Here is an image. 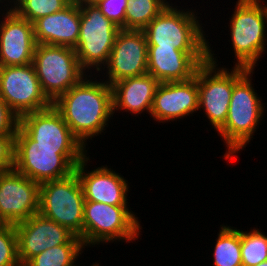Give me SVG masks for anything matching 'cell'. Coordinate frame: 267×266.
Masks as SVG:
<instances>
[{
    "label": "cell",
    "instance_id": "836d02e7",
    "mask_svg": "<svg viewBox=\"0 0 267 266\" xmlns=\"http://www.w3.org/2000/svg\"><path fill=\"white\" fill-rule=\"evenodd\" d=\"M101 263H97V262H95V263H93L91 266H101L100 265ZM76 266H78V265H76ZM80 266V265H79Z\"/></svg>",
    "mask_w": 267,
    "mask_h": 266
},
{
    "label": "cell",
    "instance_id": "9a60e30c",
    "mask_svg": "<svg viewBox=\"0 0 267 266\" xmlns=\"http://www.w3.org/2000/svg\"><path fill=\"white\" fill-rule=\"evenodd\" d=\"M14 226L18 238V257L22 266L32 257L51 247L66 243H83L80 237L68 228L40 213L34 214Z\"/></svg>",
    "mask_w": 267,
    "mask_h": 266
},
{
    "label": "cell",
    "instance_id": "603a6c76",
    "mask_svg": "<svg viewBox=\"0 0 267 266\" xmlns=\"http://www.w3.org/2000/svg\"><path fill=\"white\" fill-rule=\"evenodd\" d=\"M171 0H127L124 29L143 30Z\"/></svg>",
    "mask_w": 267,
    "mask_h": 266
},
{
    "label": "cell",
    "instance_id": "52a82bcc",
    "mask_svg": "<svg viewBox=\"0 0 267 266\" xmlns=\"http://www.w3.org/2000/svg\"><path fill=\"white\" fill-rule=\"evenodd\" d=\"M119 30L120 28L105 16L97 5L80 6V31L75 52L87 74H100L106 66Z\"/></svg>",
    "mask_w": 267,
    "mask_h": 266
},
{
    "label": "cell",
    "instance_id": "ba28073f",
    "mask_svg": "<svg viewBox=\"0 0 267 266\" xmlns=\"http://www.w3.org/2000/svg\"><path fill=\"white\" fill-rule=\"evenodd\" d=\"M85 198L76 171L40 184L39 213L68 228L83 242Z\"/></svg>",
    "mask_w": 267,
    "mask_h": 266
},
{
    "label": "cell",
    "instance_id": "cb8c5ba5",
    "mask_svg": "<svg viewBox=\"0 0 267 266\" xmlns=\"http://www.w3.org/2000/svg\"><path fill=\"white\" fill-rule=\"evenodd\" d=\"M84 250L83 243H66L46 249L24 266H76Z\"/></svg>",
    "mask_w": 267,
    "mask_h": 266
},
{
    "label": "cell",
    "instance_id": "5b68a950",
    "mask_svg": "<svg viewBox=\"0 0 267 266\" xmlns=\"http://www.w3.org/2000/svg\"><path fill=\"white\" fill-rule=\"evenodd\" d=\"M213 50L208 42V60L198 67L195 76L198 78V110H203L209 124L218 131L226 122L234 84L249 69L219 67Z\"/></svg>",
    "mask_w": 267,
    "mask_h": 266
},
{
    "label": "cell",
    "instance_id": "5bb4252c",
    "mask_svg": "<svg viewBox=\"0 0 267 266\" xmlns=\"http://www.w3.org/2000/svg\"><path fill=\"white\" fill-rule=\"evenodd\" d=\"M40 184L15 169L0 172V219L16 225L39 213Z\"/></svg>",
    "mask_w": 267,
    "mask_h": 266
},
{
    "label": "cell",
    "instance_id": "277c9868",
    "mask_svg": "<svg viewBox=\"0 0 267 266\" xmlns=\"http://www.w3.org/2000/svg\"><path fill=\"white\" fill-rule=\"evenodd\" d=\"M171 3L142 31L147 45L176 47L183 52H208L209 36H206L198 11ZM201 22V23H200ZM207 37V38H206Z\"/></svg>",
    "mask_w": 267,
    "mask_h": 266
},
{
    "label": "cell",
    "instance_id": "d6986e66",
    "mask_svg": "<svg viewBox=\"0 0 267 266\" xmlns=\"http://www.w3.org/2000/svg\"><path fill=\"white\" fill-rule=\"evenodd\" d=\"M208 60V52H183L176 47L148 45V74L160 83L186 81Z\"/></svg>",
    "mask_w": 267,
    "mask_h": 266
},
{
    "label": "cell",
    "instance_id": "1f68e13d",
    "mask_svg": "<svg viewBox=\"0 0 267 266\" xmlns=\"http://www.w3.org/2000/svg\"><path fill=\"white\" fill-rule=\"evenodd\" d=\"M99 0H74L73 3L82 6L85 4H96Z\"/></svg>",
    "mask_w": 267,
    "mask_h": 266
},
{
    "label": "cell",
    "instance_id": "2e32d148",
    "mask_svg": "<svg viewBox=\"0 0 267 266\" xmlns=\"http://www.w3.org/2000/svg\"><path fill=\"white\" fill-rule=\"evenodd\" d=\"M89 162L92 161L88 155L75 168L85 201L130 207L127 201L130 192L128 180L107 165L89 171Z\"/></svg>",
    "mask_w": 267,
    "mask_h": 266
},
{
    "label": "cell",
    "instance_id": "f546056e",
    "mask_svg": "<svg viewBox=\"0 0 267 266\" xmlns=\"http://www.w3.org/2000/svg\"><path fill=\"white\" fill-rule=\"evenodd\" d=\"M19 118L0 97V135H15Z\"/></svg>",
    "mask_w": 267,
    "mask_h": 266
},
{
    "label": "cell",
    "instance_id": "7a4b0ae2",
    "mask_svg": "<svg viewBox=\"0 0 267 266\" xmlns=\"http://www.w3.org/2000/svg\"><path fill=\"white\" fill-rule=\"evenodd\" d=\"M253 74L254 70H248L234 84L226 122L216 132L227 147L223 158L229 163L235 161L237 154L254 139L267 111L262 97L253 88Z\"/></svg>",
    "mask_w": 267,
    "mask_h": 266
},
{
    "label": "cell",
    "instance_id": "3957f363",
    "mask_svg": "<svg viewBox=\"0 0 267 266\" xmlns=\"http://www.w3.org/2000/svg\"><path fill=\"white\" fill-rule=\"evenodd\" d=\"M264 2L266 1H236L228 22L232 52L234 60L236 59L233 63L235 67L255 70L259 59L267 53V2L265 5Z\"/></svg>",
    "mask_w": 267,
    "mask_h": 266
},
{
    "label": "cell",
    "instance_id": "e0dca14e",
    "mask_svg": "<svg viewBox=\"0 0 267 266\" xmlns=\"http://www.w3.org/2000/svg\"><path fill=\"white\" fill-rule=\"evenodd\" d=\"M0 17V66L32 64L36 47L33 24L13 10L1 9Z\"/></svg>",
    "mask_w": 267,
    "mask_h": 266
},
{
    "label": "cell",
    "instance_id": "30bf717a",
    "mask_svg": "<svg viewBox=\"0 0 267 266\" xmlns=\"http://www.w3.org/2000/svg\"><path fill=\"white\" fill-rule=\"evenodd\" d=\"M15 147L86 150L53 105L43 110L27 113L19 118L15 134Z\"/></svg>",
    "mask_w": 267,
    "mask_h": 266
},
{
    "label": "cell",
    "instance_id": "d4e9b609",
    "mask_svg": "<svg viewBox=\"0 0 267 266\" xmlns=\"http://www.w3.org/2000/svg\"><path fill=\"white\" fill-rule=\"evenodd\" d=\"M249 230H241L242 266H256L267 260V234L254 227Z\"/></svg>",
    "mask_w": 267,
    "mask_h": 266
},
{
    "label": "cell",
    "instance_id": "8fae6325",
    "mask_svg": "<svg viewBox=\"0 0 267 266\" xmlns=\"http://www.w3.org/2000/svg\"><path fill=\"white\" fill-rule=\"evenodd\" d=\"M88 155L87 150L15 147L13 169L41 184L69 176Z\"/></svg>",
    "mask_w": 267,
    "mask_h": 266
},
{
    "label": "cell",
    "instance_id": "4dcf8cb0",
    "mask_svg": "<svg viewBox=\"0 0 267 266\" xmlns=\"http://www.w3.org/2000/svg\"><path fill=\"white\" fill-rule=\"evenodd\" d=\"M18 0H0V10L3 8L4 10H12L16 5ZM4 4V5H2ZM3 6V7H2ZM10 6V7H9Z\"/></svg>",
    "mask_w": 267,
    "mask_h": 266
},
{
    "label": "cell",
    "instance_id": "83f0119b",
    "mask_svg": "<svg viewBox=\"0 0 267 266\" xmlns=\"http://www.w3.org/2000/svg\"><path fill=\"white\" fill-rule=\"evenodd\" d=\"M95 5L120 29H124L127 0H99Z\"/></svg>",
    "mask_w": 267,
    "mask_h": 266
},
{
    "label": "cell",
    "instance_id": "484cf974",
    "mask_svg": "<svg viewBox=\"0 0 267 266\" xmlns=\"http://www.w3.org/2000/svg\"><path fill=\"white\" fill-rule=\"evenodd\" d=\"M70 3L69 0H18L12 10L33 24L41 17L63 10Z\"/></svg>",
    "mask_w": 267,
    "mask_h": 266
},
{
    "label": "cell",
    "instance_id": "4fadbf2b",
    "mask_svg": "<svg viewBox=\"0 0 267 266\" xmlns=\"http://www.w3.org/2000/svg\"><path fill=\"white\" fill-rule=\"evenodd\" d=\"M147 63L148 45L144 32L142 30L120 29L109 60L100 73L106 78L103 80L111 86L123 79L147 74Z\"/></svg>",
    "mask_w": 267,
    "mask_h": 266
},
{
    "label": "cell",
    "instance_id": "ac0fdd59",
    "mask_svg": "<svg viewBox=\"0 0 267 266\" xmlns=\"http://www.w3.org/2000/svg\"><path fill=\"white\" fill-rule=\"evenodd\" d=\"M198 111V78L160 83L154 95L150 117L157 123L184 119ZM191 114V115H190Z\"/></svg>",
    "mask_w": 267,
    "mask_h": 266
},
{
    "label": "cell",
    "instance_id": "7c38bea8",
    "mask_svg": "<svg viewBox=\"0 0 267 266\" xmlns=\"http://www.w3.org/2000/svg\"><path fill=\"white\" fill-rule=\"evenodd\" d=\"M0 97L18 118L52 105L41 89L33 64L0 66Z\"/></svg>",
    "mask_w": 267,
    "mask_h": 266
},
{
    "label": "cell",
    "instance_id": "6da1fadb",
    "mask_svg": "<svg viewBox=\"0 0 267 266\" xmlns=\"http://www.w3.org/2000/svg\"><path fill=\"white\" fill-rule=\"evenodd\" d=\"M98 76L87 74L52 103L85 148L89 140L107 130L114 117L112 87Z\"/></svg>",
    "mask_w": 267,
    "mask_h": 266
},
{
    "label": "cell",
    "instance_id": "ffe728a7",
    "mask_svg": "<svg viewBox=\"0 0 267 266\" xmlns=\"http://www.w3.org/2000/svg\"><path fill=\"white\" fill-rule=\"evenodd\" d=\"M36 44L74 48L79 40L80 6L71 2L63 10L33 23Z\"/></svg>",
    "mask_w": 267,
    "mask_h": 266
},
{
    "label": "cell",
    "instance_id": "44dd1931",
    "mask_svg": "<svg viewBox=\"0 0 267 266\" xmlns=\"http://www.w3.org/2000/svg\"><path fill=\"white\" fill-rule=\"evenodd\" d=\"M159 84L160 82L148 73L113 83V115L121 110L137 117L144 112L150 115Z\"/></svg>",
    "mask_w": 267,
    "mask_h": 266
},
{
    "label": "cell",
    "instance_id": "e575fe53",
    "mask_svg": "<svg viewBox=\"0 0 267 266\" xmlns=\"http://www.w3.org/2000/svg\"><path fill=\"white\" fill-rule=\"evenodd\" d=\"M0 224H1V225H4L5 223L0 219Z\"/></svg>",
    "mask_w": 267,
    "mask_h": 266
},
{
    "label": "cell",
    "instance_id": "4316f807",
    "mask_svg": "<svg viewBox=\"0 0 267 266\" xmlns=\"http://www.w3.org/2000/svg\"><path fill=\"white\" fill-rule=\"evenodd\" d=\"M0 266H22L18 257V238L14 225H0Z\"/></svg>",
    "mask_w": 267,
    "mask_h": 266
},
{
    "label": "cell",
    "instance_id": "d6a6232c",
    "mask_svg": "<svg viewBox=\"0 0 267 266\" xmlns=\"http://www.w3.org/2000/svg\"><path fill=\"white\" fill-rule=\"evenodd\" d=\"M256 266H267V260L264 262H261L260 264L256 265Z\"/></svg>",
    "mask_w": 267,
    "mask_h": 266
},
{
    "label": "cell",
    "instance_id": "9c48e42d",
    "mask_svg": "<svg viewBox=\"0 0 267 266\" xmlns=\"http://www.w3.org/2000/svg\"><path fill=\"white\" fill-rule=\"evenodd\" d=\"M32 64L43 93L52 103L87 75L70 47L36 44Z\"/></svg>",
    "mask_w": 267,
    "mask_h": 266
},
{
    "label": "cell",
    "instance_id": "7402d4cb",
    "mask_svg": "<svg viewBox=\"0 0 267 266\" xmlns=\"http://www.w3.org/2000/svg\"><path fill=\"white\" fill-rule=\"evenodd\" d=\"M215 239L213 266H242L241 230L230 225H220Z\"/></svg>",
    "mask_w": 267,
    "mask_h": 266
},
{
    "label": "cell",
    "instance_id": "8992f818",
    "mask_svg": "<svg viewBox=\"0 0 267 266\" xmlns=\"http://www.w3.org/2000/svg\"><path fill=\"white\" fill-rule=\"evenodd\" d=\"M83 213V245L85 248L120 241L126 244L133 243L142 235L141 221L128 206L85 201Z\"/></svg>",
    "mask_w": 267,
    "mask_h": 266
},
{
    "label": "cell",
    "instance_id": "f1b7e54d",
    "mask_svg": "<svg viewBox=\"0 0 267 266\" xmlns=\"http://www.w3.org/2000/svg\"><path fill=\"white\" fill-rule=\"evenodd\" d=\"M15 135H0V170L8 171L14 167Z\"/></svg>",
    "mask_w": 267,
    "mask_h": 266
}]
</instances>
